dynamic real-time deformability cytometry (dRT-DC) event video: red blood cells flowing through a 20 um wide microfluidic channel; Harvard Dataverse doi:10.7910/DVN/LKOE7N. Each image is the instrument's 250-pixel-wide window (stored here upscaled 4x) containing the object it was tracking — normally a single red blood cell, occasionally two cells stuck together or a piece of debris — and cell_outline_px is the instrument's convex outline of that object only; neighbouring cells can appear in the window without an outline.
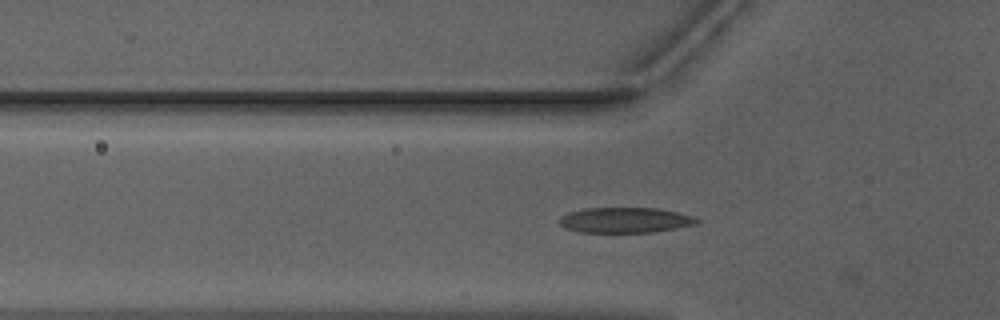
{"species": "Egyptian fruit bat (a non-hibernating species)", "species_latin": "Rousettus aegyptiacus", "temperature_condition": "warm", "stored_images_in_passage": 7, "camera_frame_rate_fps": 3000, "um_per_image_px": 0.085, "animal": {"sex": "male"}, "frame": {"image": 1, "passage_image": 2, "time_ms": 0.333, "image_size_px": [1000, 320], "cell_outline_px": [[700, 220], [692, 224], [676, 228], [652, 232], [580, 232], [564, 228], [560, 224], [560, 216], [568, 212], [584, 208], [656, 208], [676, 212], [692, 216]], "centroid_in_image_um": [53.06, 18.7], "position_along_channel_um": 72.7, "area_um2": 20.11}}
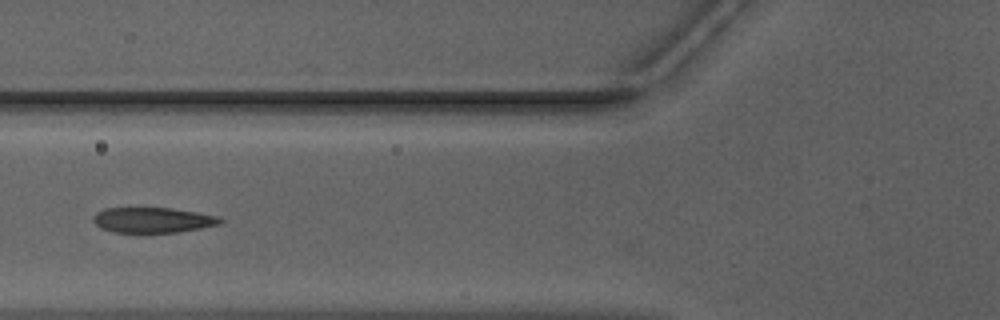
{"frame": {"image": 2, "passage_image": 5, "time_ms": 1.333, "image_size_px": [1000, 320], "cell_outline_px": [[224, 220], [220, 224], [180, 232], [112, 232], [100, 228], [92, 220], [92, 216], [96, 212], [104, 208], [172, 208], [196, 212], [216, 216]], "centroid_in_image_um": [12.94, 18.7], "position_along_channel_um": 112.9, "area_um2": 18.73}}